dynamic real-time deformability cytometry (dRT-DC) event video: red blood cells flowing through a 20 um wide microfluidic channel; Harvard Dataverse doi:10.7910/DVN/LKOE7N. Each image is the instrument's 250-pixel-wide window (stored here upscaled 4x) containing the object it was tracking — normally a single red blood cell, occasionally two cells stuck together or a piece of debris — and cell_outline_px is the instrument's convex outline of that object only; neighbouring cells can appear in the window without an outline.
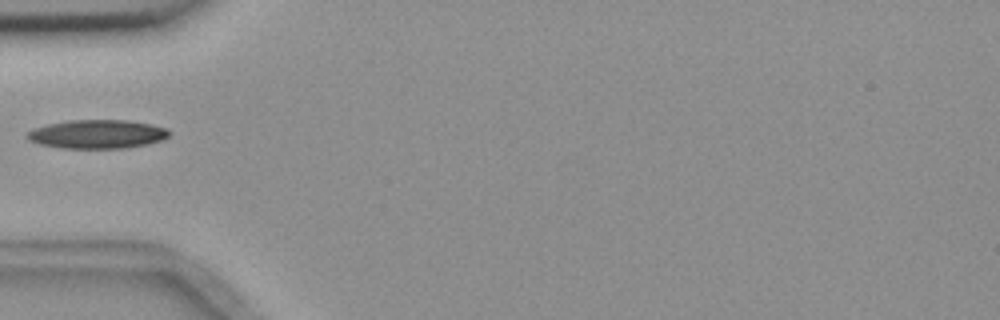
{"species": "common noctule bat (a hibernating species)", "species_latin": "Nyctalus noctula", "temperature_condition": "room temperature", "stored_images_in_passage": 2, "camera_frame_rate_fps": 3000, "um_per_image_px": 0.085, "animal": {"sex": "female", "body_mass_g": 18.4}, "frame": {"image": 1, "passage_image": 1, "time_ms": 0.0, "image_size_px": [1000, 320], "cell_outline_px": [[172, 132], [168, 136], [160, 140], [148, 144], [124, 148], [60, 148], [40, 144], [28, 140], [24, 136], [32, 128], [48, 124], [68, 120], [128, 120], [152, 124], [168, 128]], "centroid_in_image_um": [8.26, 11.39], "position_along_channel_um": 76.7, "area_um2": 23.99}}